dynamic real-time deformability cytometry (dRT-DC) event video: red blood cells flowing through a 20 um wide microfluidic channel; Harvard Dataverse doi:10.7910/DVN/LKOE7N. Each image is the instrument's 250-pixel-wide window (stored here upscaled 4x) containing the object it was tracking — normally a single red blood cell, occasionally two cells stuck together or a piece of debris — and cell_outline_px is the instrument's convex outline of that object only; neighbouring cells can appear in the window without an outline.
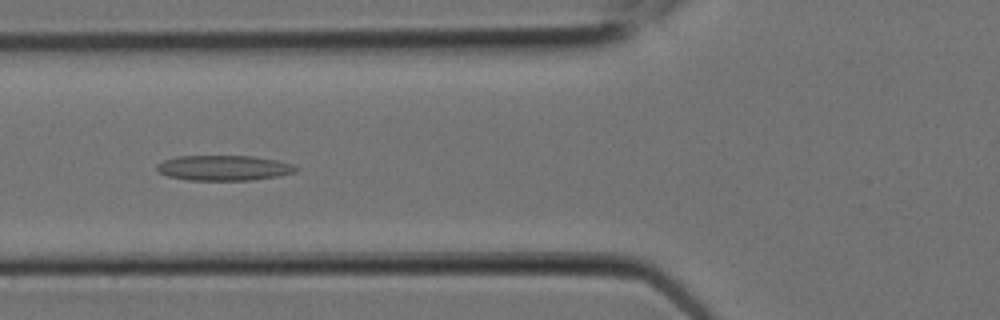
{"species": "Egyptian fruit bat (a non-hibernating species)", "species_latin": "Rousettus aegyptiacus", "temperature_condition": "room temperature", "stored_images_in_passage": 9, "camera_frame_rate_fps": 3000, "um_per_image_px": 0.085, "animal": {"sex": "female"}, "frame": {"image": 1, "passage_image": 7, "time_ms": 2.0, "image_size_px": [1000, 320], "cell_outline_px": [[300, 168], [296, 172], [280, 176], [252, 180], [188, 180], [168, 176], [160, 172], [156, 168], [156, 164], [164, 160], [176, 156], [252, 156], [276, 160], [292, 164]], "centroid_in_image_um": [19.05, 14.27], "position_along_channel_um": 106.8, "area_um2": 20.52}}
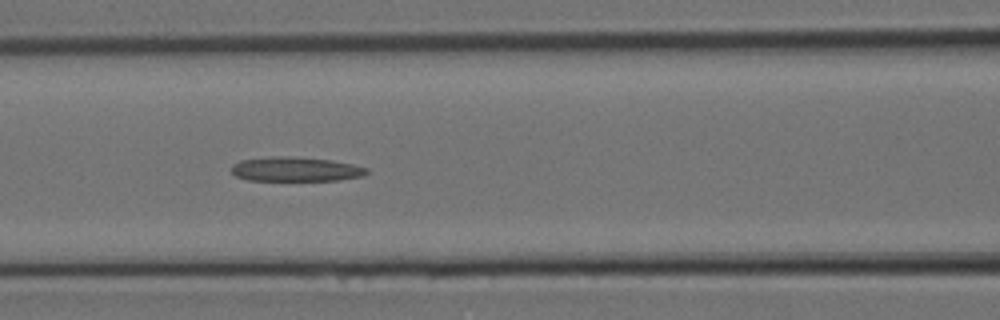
{"frame": {"image": 2, "passage_image": 8, "time_ms": 2.333, "image_size_px": [1000, 320], "cell_outline_px": [[368, 172], [364, 176], [336, 180], [248, 180], [236, 176], [232, 172], [232, 164], [240, 160], [272, 156], [288, 156], [332, 160], [352, 164], [368, 168]], "centroid_in_image_um": [25.12, 14.37], "position_along_channel_um": 141.5, "area_um2": 19.19}}
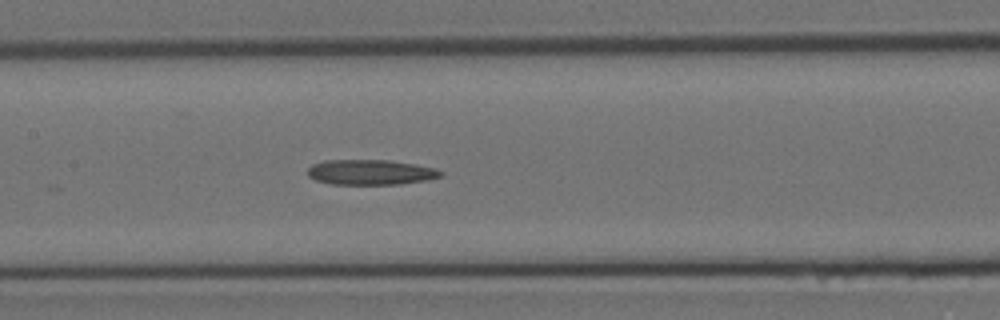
{"frame": {"image": 3, "passage_image": 9, "time_ms": 2.667, "image_size_px": [1000, 320], "cell_outline_px": [[444, 176], [428, 180], [400, 184], [332, 184], [316, 180], [308, 176], [308, 168], [312, 164], [324, 160], [392, 160], [416, 164], [436, 168], [444, 172]], "centroid_in_image_um": [31.55, 14.63], "position_along_channel_um": 175.8, "area_um2": 19.77}}